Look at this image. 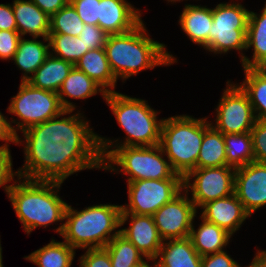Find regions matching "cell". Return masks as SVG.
<instances>
[{
  "mask_svg": "<svg viewBox=\"0 0 266 267\" xmlns=\"http://www.w3.org/2000/svg\"><path fill=\"white\" fill-rule=\"evenodd\" d=\"M21 37L17 31L0 30V60L12 61Z\"/></svg>",
  "mask_w": 266,
  "mask_h": 267,
  "instance_id": "39",
  "label": "cell"
},
{
  "mask_svg": "<svg viewBox=\"0 0 266 267\" xmlns=\"http://www.w3.org/2000/svg\"><path fill=\"white\" fill-rule=\"evenodd\" d=\"M20 82L17 94L12 96L7 107L8 114L17 116L8 119L16 137L19 131L54 118L65 110L57 93L36 88L27 81Z\"/></svg>",
  "mask_w": 266,
  "mask_h": 267,
  "instance_id": "9",
  "label": "cell"
},
{
  "mask_svg": "<svg viewBox=\"0 0 266 267\" xmlns=\"http://www.w3.org/2000/svg\"><path fill=\"white\" fill-rule=\"evenodd\" d=\"M104 101L126 136L120 140V138L110 139L98 134L99 147H143L160 143L164 118L158 119L159 112L153 109L148 101L117 91L106 93Z\"/></svg>",
  "mask_w": 266,
  "mask_h": 267,
  "instance_id": "4",
  "label": "cell"
},
{
  "mask_svg": "<svg viewBox=\"0 0 266 267\" xmlns=\"http://www.w3.org/2000/svg\"><path fill=\"white\" fill-rule=\"evenodd\" d=\"M178 24L191 42L203 47V49L207 48L209 31L213 24L212 8L201 4H184Z\"/></svg>",
  "mask_w": 266,
  "mask_h": 267,
  "instance_id": "18",
  "label": "cell"
},
{
  "mask_svg": "<svg viewBox=\"0 0 266 267\" xmlns=\"http://www.w3.org/2000/svg\"><path fill=\"white\" fill-rule=\"evenodd\" d=\"M201 258L186 237L163 241L156 260L159 267H201Z\"/></svg>",
  "mask_w": 266,
  "mask_h": 267,
  "instance_id": "24",
  "label": "cell"
},
{
  "mask_svg": "<svg viewBox=\"0 0 266 267\" xmlns=\"http://www.w3.org/2000/svg\"><path fill=\"white\" fill-rule=\"evenodd\" d=\"M167 3H172V4H175V3H178V2H182L183 0H166ZM186 1V0H185ZM188 1V0H187Z\"/></svg>",
  "mask_w": 266,
  "mask_h": 267,
  "instance_id": "48",
  "label": "cell"
},
{
  "mask_svg": "<svg viewBox=\"0 0 266 267\" xmlns=\"http://www.w3.org/2000/svg\"><path fill=\"white\" fill-rule=\"evenodd\" d=\"M128 203L121 213L153 215L183 190V179L137 180L127 182Z\"/></svg>",
  "mask_w": 266,
  "mask_h": 267,
  "instance_id": "11",
  "label": "cell"
},
{
  "mask_svg": "<svg viewBox=\"0 0 266 267\" xmlns=\"http://www.w3.org/2000/svg\"><path fill=\"white\" fill-rule=\"evenodd\" d=\"M204 117V136L198 155L197 168L226 166V146L224 135L216 130Z\"/></svg>",
  "mask_w": 266,
  "mask_h": 267,
  "instance_id": "27",
  "label": "cell"
},
{
  "mask_svg": "<svg viewBox=\"0 0 266 267\" xmlns=\"http://www.w3.org/2000/svg\"><path fill=\"white\" fill-rule=\"evenodd\" d=\"M198 210L188 193L182 190L152 216L163 241L189 237Z\"/></svg>",
  "mask_w": 266,
  "mask_h": 267,
  "instance_id": "13",
  "label": "cell"
},
{
  "mask_svg": "<svg viewBox=\"0 0 266 267\" xmlns=\"http://www.w3.org/2000/svg\"><path fill=\"white\" fill-rule=\"evenodd\" d=\"M31 1L50 17L69 3V0H31Z\"/></svg>",
  "mask_w": 266,
  "mask_h": 267,
  "instance_id": "43",
  "label": "cell"
},
{
  "mask_svg": "<svg viewBox=\"0 0 266 267\" xmlns=\"http://www.w3.org/2000/svg\"><path fill=\"white\" fill-rule=\"evenodd\" d=\"M234 194L252 216L266 207V163L252 161L235 170Z\"/></svg>",
  "mask_w": 266,
  "mask_h": 267,
  "instance_id": "14",
  "label": "cell"
},
{
  "mask_svg": "<svg viewBox=\"0 0 266 267\" xmlns=\"http://www.w3.org/2000/svg\"><path fill=\"white\" fill-rule=\"evenodd\" d=\"M63 183L19 177L13 181L7 197L28 236L38 227L46 229L59 222L62 223L53 230L61 235L68 205L59 195Z\"/></svg>",
  "mask_w": 266,
  "mask_h": 267,
  "instance_id": "3",
  "label": "cell"
},
{
  "mask_svg": "<svg viewBox=\"0 0 266 267\" xmlns=\"http://www.w3.org/2000/svg\"><path fill=\"white\" fill-rule=\"evenodd\" d=\"M17 177V171L13 170L11 150L0 149V187L3 188L6 194H8L12 186L11 182L15 181Z\"/></svg>",
  "mask_w": 266,
  "mask_h": 267,
  "instance_id": "37",
  "label": "cell"
},
{
  "mask_svg": "<svg viewBox=\"0 0 266 267\" xmlns=\"http://www.w3.org/2000/svg\"><path fill=\"white\" fill-rule=\"evenodd\" d=\"M210 124L223 135L250 133L256 121L248 95L236 83L227 80Z\"/></svg>",
  "mask_w": 266,
  "mask_h": 267,
  "instance_id": "10",
  "label": "cell"
},
{
  "mask_svg": "<svg viewBox=\"0 0 266 267\" xmlns=\"http://www.w3.org/2000/svg\"><path fill=\"white\" fill-rule=\"evenodd\" d=\"M130 223H129V222ZM128 222V226L124 224ZM120 234L129 240L146 258H153L159 254L163 240L151 215H137L134 213H121Z\"/></svg>",
  "mask_w": 266,
  "mask_h": 267,
  "instance_id": "15",
  "label": "cell"
},
{
  "mask_svg": "<svg viewBox=\"0 0 266 267\" xmlns=\"http://www.w3.org/2000/svg\"><path fill=\"white\" fill-rule=\"evenodd\" d=\"M0 141L4 142L0 145V149L10 150V143L16 144V136L12 132L8 117L5 114L0 112Z\"/></svg>",
  "mask_w": 266,
  "mask_h": 267,
  "instance_id": "42",
  "label": "cell"
},
{
  "mask_svg": "<svg viewBox=\"0 0 266 267\" xmlns=\"http://www.w3.org/2000/svg\"><path fill=\"white\" fill-rule=\"evenodd\" d=\"M17 32L25 37H48L50 32V16L43 12L31 0H13Z\"/></svg>",
  "mask_w": 266,
  "mask_h": 267,
  "instance_id": "20",
  "label": "cell"
},
{
  "mask_svg": "<svg viewBox=\"0 0 266 267\" xmlns=\"http://www.w3.org/2000/svg\"><path fill=\"white\" fill-rule=\"evenodd\" d=\"M21 37L12 60L22 72L21 81H28L50 54L48 37Z\"/></svg>",
  "mask_w": 266,
  "mask_h": 267,
  "instance_id": "21",
  "label": "cell"
},
{
  "mask_svg": "<svg viewBox=\"0 0 266 267\" xmlns=\"http://www.w3.org/2000/svg\"><path fill=\"white\" fill-rule=\"evenodd\" d=\"M233 1V2H232ZM220 2L212 8L213 24L209 31L206 52L228 54L238 51L240 62L246 55V35L250 10L238 2ZM242 1V0H241Z\"/></svg>",
  "mask_w": 266,
  "mask_h": 267,
  "instance_id": "8",
  "label": "cell"
},
{
  "mask_svg": "<svg viewBox=\"0 0 266 267\" xmlns=\"http://www.w3.org/2000/svg\"><path fill=\"white\" fill-rule=\"evenodd\" d=\"M226 146V166L235 169L254 161L250 133L224 135Z\"/></svg>",
  "mask_w": 266,
  "mask_h": 267,
  "instance_id": "30",
  "label": "cell"
},
{
  "mask_svg": "<svg viewBox=\"0 0 266 267\" xmlns=\"http://www.w3.org/2000/svg\"><path fill=\"white\" fill-rule=\"evenodd\" d=\"M250 135L254 161L266 163V120H256Z\"/></svg>",
  "mask_w": 266,
  "mask_h": 267,
  "instance_id": "34",
  "label": "cell"
},
{
  "mask_svg": "<svg viewBox=\"0 0 266 267\" xmlns=\"http://www.w3.org/2000/svg\"><path fill=\"white\" fill-rule=\"evenodd\" d=\"M49 49L50 54L75 63L86 53L89 49H85L84 44L80 38L68 36L65 34H49Z\"/></svg>",
  "mask_w": 266,
  "mask_h": 267,
  "instance_id": "32",
  "label": "cell"
},
{
  "mask_svg": "<svg viewBox=\"0 0 266 267\" xmlns=\"http://www.w3.org/2000/svg\"><path fill=\"white\" fill-rule=\"evenodd\" d=\"M99 93L104 99L106 92L87 74L74 66L69 75L63 81L57 94L61 105L65 110L76 111V103L71 102L70 100H86Z\"/></svg>",
  "mask_w": 266,
  "mask_h": 267,
  "instance_id": "19",
  "label": "cell"
},
{
  "mask_svg": "<svg viewBox=\"0 0 266 267\" xmlns=\"http://www.w3.org/2000/svg\"><path fill=\"white\" fill-rule=\"evenodd\" d=\"M202 221L198 228L192 224L189 238L195 250L201 257L225 251L232 241V235L214 223L206 221L200 215ZM231 240V241H230Z\"/></svg>",
  "mask_w": 266,
  "mask_h": 267,
  "instance_id": "23",
  "label": "cell"
},
{
  "mask_svg": "<svg viewBox=\"0 0 266 267\" xmlns=\"http://www.w3.org/2000/svg\"><path fill=\"white\" fill-rule=\"evenodd\" d=\"M200 209L202 218L223 228L232 236L237 233L236 231L241 228L246 219L251 217L234 193L209 201Z\"/></svg>",
  "mask_w": 266,
  "mask_h": 267,
  "instance_id": "17",
  "label": "cell"
},
{
  "mask_svg": "<svg viewBox=\"0 0 266 267\" xmlns=\"http://www.w3.org/2000/svg\"><path fill=\"white\" fill-rule=\"evenodd\" d=\"M150 36L144 20L131 31L108 35L104 49L117 81L120 79L125 83L143 70L178 63L177 58L167 51V45Z\"/></svg>",
  "mask_w": 266,
  "mask_h": 267,
  "instance_id": "2",
  "label": "cell"
},
{
  "mask_svg": "<svg viewBox=\"0 0 266 267\" xmlns=\"http://www.w3.org/2000/svg\"><path fill=\"white\" fill-rule=\"evenodd\" d=\"M74 66L87 74L106 93L115 92L117 79L110 69L104 47L89 50Z\"/></svg>",
  "mask_w": 266,
  "mask_h": 267,
  "instance_id": "25",
  "label": "cell"
},
{
  "mask_svg": "<svg viewBox=\"0 0 266 267\" xmlns=\"http://www.w3.org/2000/svg\"><path fill=\"white\" fill-rule=\"evenodd\" d=\"M73 67L71 62L49 54L27 82L36 88L58 93Z\"/></svg>",
  "mask_w": 266,
  "mask_h": 267,
  "instance_id": "26",
  "label": "cell"
},
{
  "mask_svg": "<svg viewBox=\"0 0 266 267\" xmlns=\"http://www.w3.org/2000/svg\"><path fill=\"white\" fill-rule=\"evenodd\" d=\"M121 204H95L82 210L67 205L63 241L75 250L104 248L120 233Z\"/></svg>",
  "mask_w": 266,
  "mask_h": 267,
  "instance_id": "5",
  "label": "cell"
},
{
  "mask_svg": "<svg viewBox=\"0 0 266 267\" xmlns=\"http://www.w3.org/2000/svg\"><path fill=\"white\" fill-rule=\"evenodd\" d=\"M238 262L227 251H222L201 258V267H237Z\"/></svg>",
  "mask_w": 266,
  "mask_h": 267,
  "instance_id": "40",
  "label": "cell"
},
{
  "mask_svg": "<svg viewBox=\"0 0 266 267\" xmlns=\"http://www.w3.org/2000/svg\"><path fill=\"white\" fill-rule=\"evenodd\" d=\"M204 136V117L181 114L164 118L160 143L172 169L184 177L197 168Z\"/></svg>",
  "mask_w": 266,
  "mask_h": 267,
  "instance_id": "7",
  "label": "cell"
},
{
  "mask_svg": "<svg viewBox=\"0 0 266 267\" xmlns=\"http://www.w3.org/2000/svg\"><path fill=\"white\" fill-rule=\"evenodd\" d=\"M129 0H100L98 26L108 35L131 31L142 20V11Z\"/></svg>",
  "mask_w": 266,
  "mask_h": 267,
  "instance_id": "16",
  "label": "cell"
},
{
  "mask_svg": "<svg viewBox=\"0 0 266 267\" xmlns=\"http://www.w3.org/2000/svg\"><path fill=\"white\" fill-rule=\"evenodd\" d=\"M0 30L17 31L12 3L0 4Z\"/></svg>",
  "mask_w": 266,
  "mask_h": 267,
  "instance_id": "41",
  "label": "cell"
},
{
  "mask_svg": "<svg viewBox=\"0 0 266 267\" xmlns=\"http://www.w3.org/2000/svg\"><path fill=\"white\" fill-rule=\"evenodd\" d=\"M100 0H69L84 24L98 25Z\"/></svg>",
  "mask_w": 266,
  "mask_h": 267,
  "instance_id": "36",
  "label": "cell"
},
{
  "mask_svg": "<svg viewBox=\"0 0 266 267\" xmlns=\"http://www.w3.org/2000/svg\"><path fill=\"white\" fill-rule=\"evenodd\" d=\"M2 259H3V256H2V246H1V238H0V267H4Z\"/></svg>",
  "mask_w": 266,
  "mask_h": 267,
  "instance_id": "47",
  "label": "cell"
},
{
  "mask_svg": "<svg viewBox=\"0 0 266 267\" xmlns=\"http://www.w3.org/2000/svg\"><path fill=\"white\" fill-rule=\"evenodd\" d=\"M150 262L152 264L153 262V266L150 265ZM134 267H159L158 266V263H157V260L156 259H153V258H146V261L143 260L140 264L134 266Z\"/></svg>",
  "mask_w": 266,
  "mask_h": 267,
  "instance_id": "45",
  "label": "cell"
},
{
  "mask_svg": "<svg viewBox=\"0 0 266 267\" xmlns=\"http://www.w3.org/2000/svg\"><path fill=\"white\" fill-rule=\"evenodd\" d=\"M83 113L64 110L60 115L24 130V138L18 135L15 145L23 146L25 159L17 169V176L65 182L80 171L101 170L98 133L90 127Z\"/></svg>",
  "mask_w": 266,
  "mask_h": 267,
  "instance_id": "1",
  "label": "cell"
},
{
  "mask_svg": "<svg viewBox=\"0 0 266 267\" xmlns=\"http://www.w3.org/2000/svg\"><path fill=\"white\" fill-rule=\"evenodd\" d=\"M109 253L112 267H134L146 257L120 233L104 247Z\"/></svg>",
  "mask_w": 266,
  "mask_h": 267,
  "instance_id": "31",
  "label": "cell"
},
{
  "mask_svg": "<svg viewBox=\"0 0 266 267\" xmlns=\"http://www.w3.org/2000/svg\"><path fill=\"white\" fill-rule=\"evenodd\" d=\"M259 14L249 12L246 52L252 48V55H247L241 61L242 68H258L266 59V2Z\"/></svg>",
  "mask_w": 266,
  "mask_h": 267,
  "instance_id": "22",
  "label": "cell"
},
{
  "mask_svg": "<svg viewBox=\"0 0 266 267\" xmlns=\"http://www.w3.org/2000/svg\"><path fill=\"white\" fill-rule=\"evenodd\" d=\"M84 22L78 16L75 8L69 2L65 7L50 17L49 34H65L73 37L80 35Z\"/></svg>",
  "mask_w": 266,
  "mask_h": 267,
  "instance_id": "33",
  "label": "cell"
},
{
  "mask_svg": "<svg viewBox=\"0 0 266 267\" xmlns=\"http://www.w3.org/2000/svg\"><path fill=\"white\" fill-rule=\"evenodd\" d=\"M257 249L252 261L245 267H266V250L265 249L260 250L258 247ZM237 267H243V266H241L240 263H238Z\"/></svg>",
  "mask_w": 266,
  "mask_h": 267,
  "instance_id": "44",
  "label": "cell"
},
{
  "mask_svg": "<svg viewBox=\"0 0 266 267\" xmlns=\"http://www.w3.org/2000/svg\"><path fill=\"white\" fill-rule=\"evenodd\" d=\"M53 238L47 245L24 256L23 259L38 267H71L76 250L65 241L61 242Z\"/></svg>",
  "mask_w": 266,
  "mask_h": 267,
  "instance_id": "28",
  "label": "cell"
},
{
  "mask_svg": "<svg viewBox=\"0 0 266 267\" xmlns=\"http://www.w3.org/2000/svg\"><path fill=\"white\" fill-rule=\"evenodd\" d=\"M78 260L79 267H112L109 253L104 248L85 249Z\"/></svg>",
  "mask_w": 266,
  "mask_h": 267,
  "instance_id": "38",
  "label": "cell"
},
{
  "mask_svg": "<svg viewBox=\"0 0 266 267\" xmlns=\"http://www.w3.org/2000/svg\"><path fill=\"white\" fill-rule=\"evenodd\" d=\"M258 68L266 74V59Z\"/></svg>",
  "mask_w": 266,
  "mask_h": 267,
  "instance_id": "46",
  "label": "cell"
},
{
  "mask_svg": "<svg viewBox=\"0 0 266 267\" xmlns=\"http://www.w3.org/2000/svg\"><path fill=\"white\" fill-rule=\"evenodd\" d=\"M78 37L85 49L94 50L105 46L108 34L98 25L84 24Z\"/></svg>",
  "mask_w": 266,
  "mask_h": 267,
  "instance_id": "35",
  "label": "cell"
},
{
  "mask_svg": "<svg viewBox=\"0 0 266 267\" xmlns=\"http://www.w3.org/2000/svg\"><path fill=\"white\" fill-rule=\"evenodd\" d=\"M244 81L237 83L248 95L256 120H266V74L259 68H243Z\"/></svg>",
  "mask_w": 266,
  "mask_h": 267,
  "instance_id": "29",
  "label": "cell"
},
{
  "mask_svg": "<svg viewBox=\"0 0 266 267\" xmlns=\"http://www.w3.org/2000/svg\"><path fill=\"white\" fill-rule=\"evenodd\" d=\"M235 170L230 166L195 168L183 177V190L199 210L209 201L234 193Z\"/></svg>",
  "mask_w": 266,
  "mask_h": 267,
  "instance_id": "12",
  "label": "cell"
},
{
  "mask_svg": "<svg viewBox=\"0 0 266 267\" xmlns=\"http://www.w3.org/2000/svg\"><path fill=\"white\" fill-rule=\"evenodd\" d=\"M102 170L127 175V182L137 180L183 179L171 167L161 147H99Z\"/></svg>",
  "mask_w": 266,
  "mask_h": 267,
  "instance_id": "6",
  "label": "cell"
}]
</instances>
